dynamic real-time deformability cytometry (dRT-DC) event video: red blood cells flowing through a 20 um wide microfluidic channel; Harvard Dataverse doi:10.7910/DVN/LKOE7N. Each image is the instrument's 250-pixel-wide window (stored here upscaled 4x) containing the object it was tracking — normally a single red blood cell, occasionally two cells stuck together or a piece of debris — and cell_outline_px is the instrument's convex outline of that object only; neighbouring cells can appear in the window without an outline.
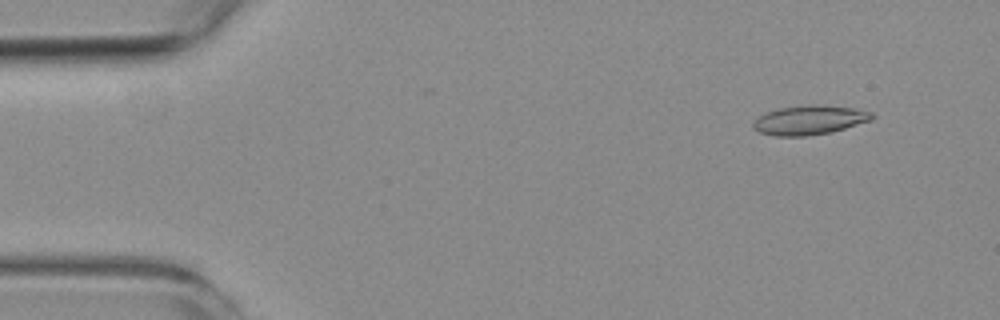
{"species": "common noctule bat (a hibernating species)", "species_latin": "Nyctalus noctula", "temperature_condition": "room temperature", "stored_images_in_passage": 5, "segment_of_instrument_passage": [1, 2], "camera_frame_rate_fps": 3000, "um_per_image_px": 0.085, "animal": {"sex": "female", "body_mass_g": 19.3, "forearm_length_mm": 54.1}, "frame": {"image": 1, "passage_image": 2, "time_ms": 1.333, "image_size_px": [1000, 320], "cell_outline_px": [[876, 116], [872, 120], [832, 132], [804, 136], [772, 136], [760, 132], [752, 128], [752, 124], [764, 112], [780, 108], [808, 104], [824, 104], [852, 108], [872, 112]], "centroid_in_image_um": [68.82, 10.2], "position_along_channel_um": 16.2, "area_um2": 20.46}}